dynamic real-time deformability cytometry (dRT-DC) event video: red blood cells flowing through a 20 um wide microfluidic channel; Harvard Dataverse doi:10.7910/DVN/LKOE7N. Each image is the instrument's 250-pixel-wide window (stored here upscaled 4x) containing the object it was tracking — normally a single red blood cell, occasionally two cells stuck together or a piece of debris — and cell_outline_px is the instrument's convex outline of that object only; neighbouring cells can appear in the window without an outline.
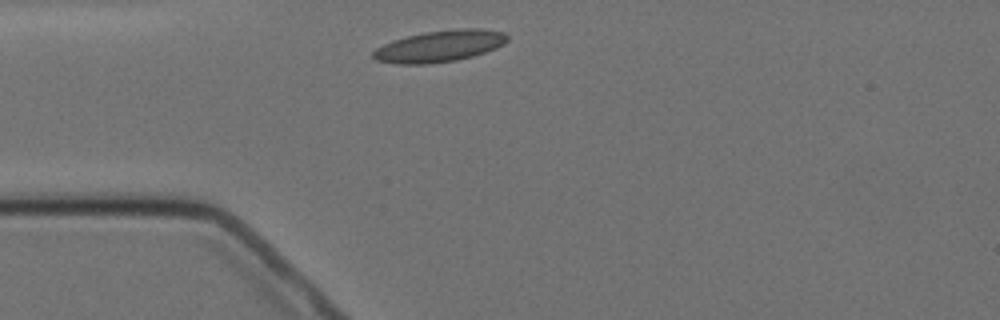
{"species": "Egyptian fruit bat (a non-hibernating species)", "species_latin": "Rousettus aegyptiacus", "temperature_condition": "cold", "stored_images_in_passage": 1, "camera_frame_rate_fps": 3000, "um_per_image_px": 0.085, "animal": {"sex": "female"}, "frame": {"image": 1, "passage_image": 1, "time_ms": 0.0, "image_size_px": [1000, 320], "cell_outline_px": [[508, 40], [504, 44], [496, 48], [472, 56], [456, 60], [428, 64], [396, 64], [376, 60], [372, 56], [372, 52], [376, 48], [392, 40], [424, 32], [456, 28], [480, 28], [504, 32], [508, 36]], "centroid_in_image_um": [37.37, 3.91], "position_along_channel_um": 47.6, "area_um2": 24.74}}